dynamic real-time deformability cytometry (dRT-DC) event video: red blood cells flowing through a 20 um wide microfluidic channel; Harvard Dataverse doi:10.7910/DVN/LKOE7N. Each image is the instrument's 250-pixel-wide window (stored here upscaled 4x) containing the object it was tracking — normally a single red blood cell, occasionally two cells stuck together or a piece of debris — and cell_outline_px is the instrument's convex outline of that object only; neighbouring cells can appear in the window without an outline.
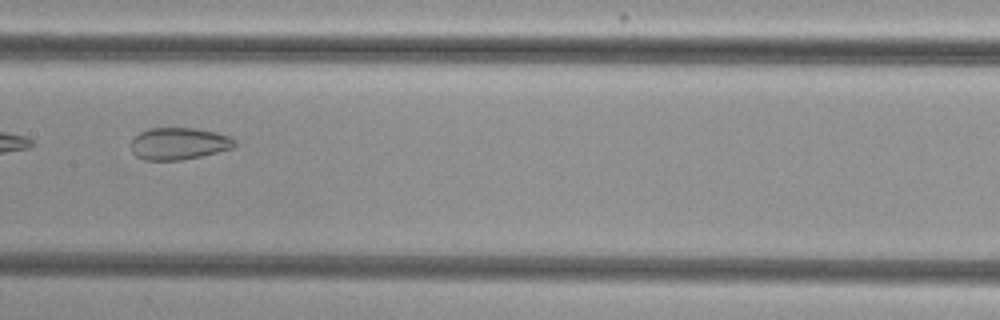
{"species": "common noctule bat (a hibernating species)", "species_latin": "Nyctalus noctula", "temperature_condition": "cold", "stored_images_in_passage": 7, "camera_frame_rate_fps": 3000, "um_per_image_px": 0.085, "animal": {"sex": "female", "body_mass_g": 29.2, "forearm_length_mm": 56.3}, "frame": {"image": 1, "passage_image": 5, "time_ms": 1.333, "image_size_px": [1000, 320], "cell_outline_px": [[236, 144], [232, 148], [200, 156], [180, 160], [144, 160], [136, 156], [132, 152], [132, 140], [140, 132], [148, 128], [196, 128], [216, 132], [232, 136], [236, 140]], "centroid_in_image_um": [15.22, 12.2], "position_along_channel_um": 192.2, "area_um2": 19.36}}
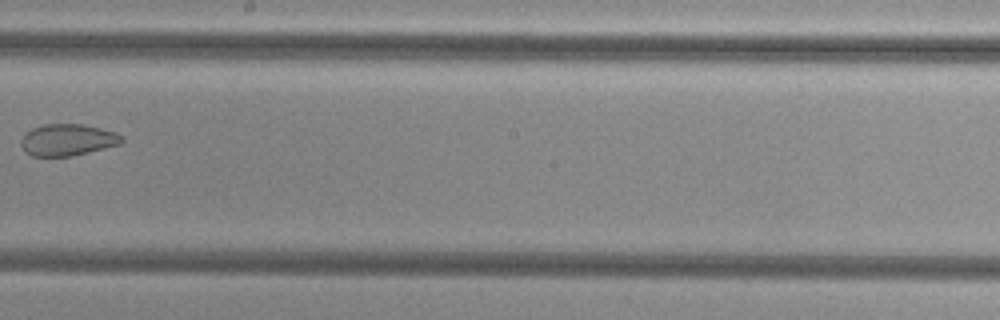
{"frame": {"image": 2, "passage_image": 6, "time_ms": 1.667, "image_size_px": [1000, 320], "cell_outline_px": [[124, 140], [120, 144], [72, 156], [32, 156], [24, 152], [20, 144], [20, 140], [24, 132], [32, 128], [44, 124], [84, 124], [116, 132], [124, 136]], "centroid_in_image_um": [5.72, 11.88], "position_along_channel_um": 242.5, "area_um2": 18.84}}